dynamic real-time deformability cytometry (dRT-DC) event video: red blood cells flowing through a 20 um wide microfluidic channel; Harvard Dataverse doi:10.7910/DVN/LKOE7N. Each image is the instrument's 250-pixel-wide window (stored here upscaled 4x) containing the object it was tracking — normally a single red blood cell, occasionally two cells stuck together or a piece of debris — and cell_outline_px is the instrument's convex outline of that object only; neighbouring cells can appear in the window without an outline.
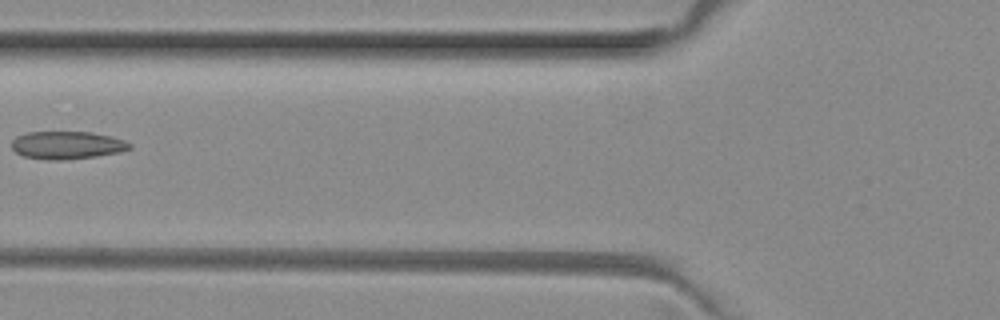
{"species": "common noctule bat (a hibernating species)", "species_latin": "Nyctalus noctula", "temperature_condition": "room temperature", "stored_images_in_passage": 7, "camera_frame_rate_fps": 3000, "um_per_image_px": 0.085, "animal": {"sex": "female", "body_mass_g": 29.2, "forearm_length_mm": 56.3}, "frame": {"image": 1, "passage_image": 6, "time_ms": 1.667, "image_size_px": [1000, 320], "cell_outline_px": [[132, 148], [116, 152], [96, 156], [60, 160], [48, 160], [24, 156], [16, 152], [12, 148], [12, 140], [16, 136], [28, 132], [92, 132], [112, 136], [124, 140], [132, 144]], "centroid_in_image_um": [5.69, 12.33], "position_along_channel_um": 120.1, "area_um2": 19.02}}
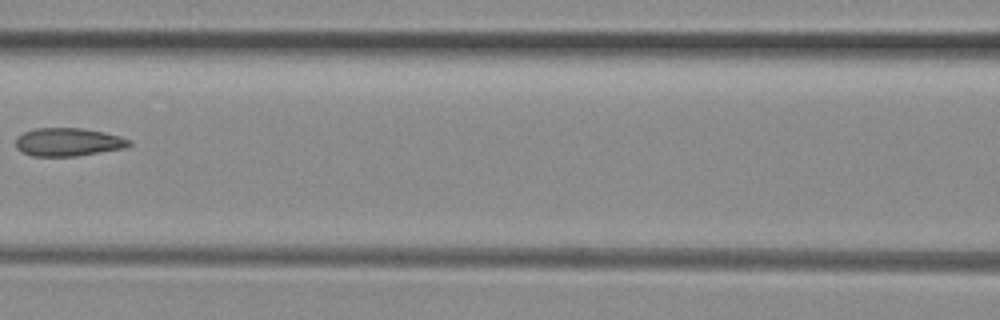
{"frame": {"image": 2, "passage_image": 7, "time_ms": 2.0, "image_size_px": [1000, 320], "cell_outline_px": [[132, 144], [124, 148], [76, 156], [32, 156], [20, 152], [16, 148], [16, 140], [24, 132], [36, 128], [84, 128], [104, 132], [120, 136], [132, 140]], "centroid_in_image_um": [5.81, 12.07], "position_along_channel_um": 160.8, "area_um2": 18.67}}